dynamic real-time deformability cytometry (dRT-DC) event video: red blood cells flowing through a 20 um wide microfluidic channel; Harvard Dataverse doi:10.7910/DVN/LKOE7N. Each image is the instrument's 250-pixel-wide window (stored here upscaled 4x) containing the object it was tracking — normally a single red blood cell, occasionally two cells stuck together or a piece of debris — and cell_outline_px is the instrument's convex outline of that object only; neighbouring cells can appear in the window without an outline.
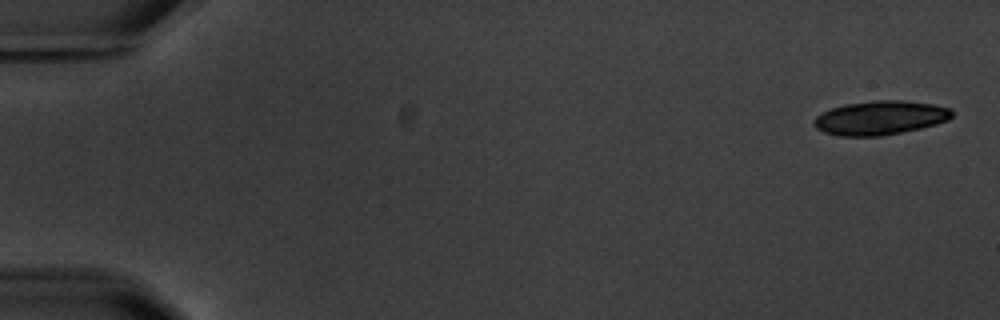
{"species": "common noctule bat (a hibernating species)", "species_latin": "Nyctalus noctula", "temperature_condition": "warm", "stored_images_in_passage": 4, "camera_frame_rate_fps": 3000, "um_per_image_px": 0.085, "animal": {"sex": "male", "body_mass_g": 20.1, "forearm_length_mm": 53.5}, "frame": {"image": 1, "passage_image": 1, "time_ms": 0.0, "image_size_px": [1000, 320], "cell_outline_px": [[952, 116], [948, 120], [936, 124], [920, 128], [880, 136], [840, 136], [824, 132], [816, 128], [812, 124], [812, 120], [816, 116], [832, 108], [844, 104], [872, 100], [900, 100], [932, 104], [948, 108], [952, 112]], "centroid_in_image_um": [74.77, 10.01], "position_along_channel_um": 10.2, "area_um2": 27.22}}